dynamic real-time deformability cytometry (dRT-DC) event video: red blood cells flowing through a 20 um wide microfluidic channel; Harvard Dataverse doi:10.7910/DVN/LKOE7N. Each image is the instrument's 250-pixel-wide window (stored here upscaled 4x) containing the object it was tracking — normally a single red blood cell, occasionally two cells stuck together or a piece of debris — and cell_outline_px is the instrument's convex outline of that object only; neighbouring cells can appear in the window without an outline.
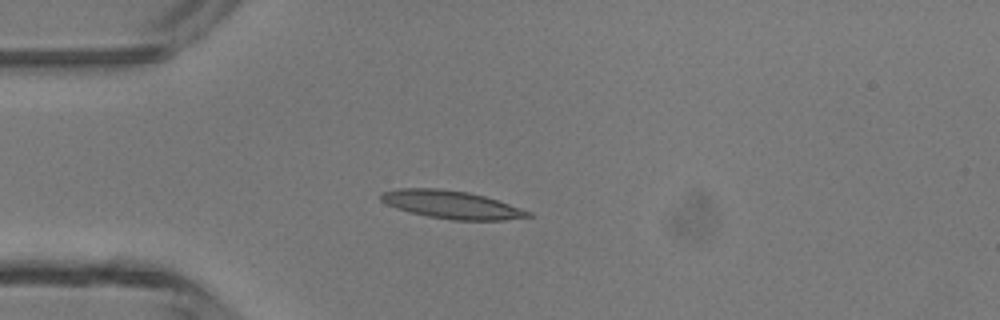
{"species": "common noctule bat (a hibernating species)", "species_latin": "Nyctalus noctula", "temperature_condition": "room temperature", "stored_images_in_passage": 36, "camera_frame_rate_fps": 3000, "um_per_image_px": 0.085, "animal": {"sex": "male", "body_mass_g": 13.3}, "frame": {"image": 1, "passage_image": 1, "time_ms": 0.0, "image_size_px": [1000, 320], "cell_outline_px": [[536, 216], [504, 220], [452, 220], [428, 216], [396, 208], [380, 200], [380, 192], [400, 188], [436, 188], [468, 192], [484, 196], [532, 212]], "centroid_in_image_um": [38.39, 17.39], "position_along_channel_um": 46.6, "area_um2": 23.81}}
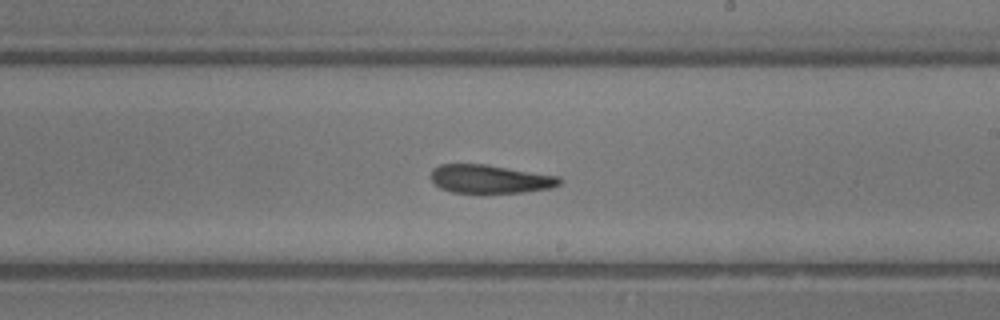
{"frame": {"image": 2, "passage_image": 16, "time_ms": 5.0, "image_size_px": [1000, 320], "cell_outline_px": [[564, 180], [560, 184], [552, 188], [520, 192], [484, 196], [452, 192], [440, 188], [428, 176], [432, 168], [440, 164], [484, 164], [560, 176]], "centroid_in_image_um": [41.63, 15.26], "position_along_channel_um": 247.4, "area_um2": 22.31}}
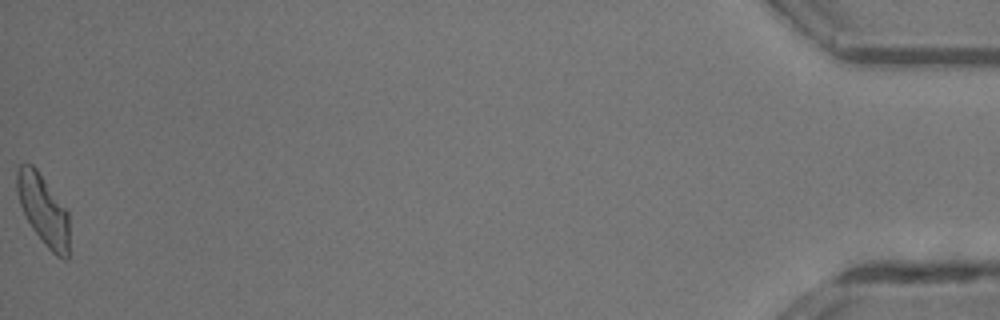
{"frame": {"image": 3, "passage_image": 36, "time_ms": 11.667, "image_size_px": [1000, 320], "cell_outline_px": [[68, 260], [64, 260], [56, 256], [44, 244], [32, 228], [20, 204], [16, 192], [16, 172], [20, 164], [24, 160], [32, 164], [36, 168], [68, 208]], "centroid_in_image_um": [3.68, 17.79], "position_along_channel_um": 431.5, "area_um2": 21.85}, "authors_computed_cell_mechanics": {"area_um2": 21.9929, "velocity_mm_per_s": 4.3388, "shape_relaxation_time_tau1_ms": null, "shape_relaxation_time_tau2_ms": 9.1266, "deformation_change_tau1": null, "deformation_change_tau2": 0.2525}}